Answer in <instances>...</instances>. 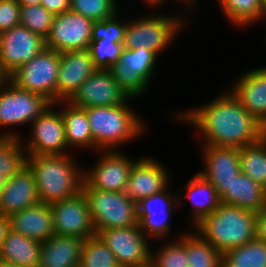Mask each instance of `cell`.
I'll return each instance as SVG.
<instances>
[{"label": "cell", "instance_id": "obj_32", "mask_svg": "<svg viewBox=\"0 0 266 267\" xmlns=\"http://www.w3.org/2000/svg\"><path fill=\"white\" fill-rule=\"evenodd\" d=\"M240 170L266 189V137L240 148Z\"/></svg>", "mask_w": 266, "mask_h": 267}, {"label": "cell", "instance_id": "obj_47", "mask_svg": "<svg viewBox=\"0 0 266 267\" xmlns=\"http://www.w3.org/2000/svg\"><path fill=\"white\" fill-rule=\"evenodd\" d=\"M178 2L180 1L183 5H187L186 6V8H188V6H189V8H192V7H194L195 5V3H197V2H195V1H197V0H177ZM184 2V3H183ZM194 3V4H193Z\"/></svg>", "mask_w": 266, "mask_h": 267}, {"label": "cell", "instance_id": "obj_21", "mask_svg": "<svg viewBox=\"0 0 266 267\" xmlns=\"http://www.w3.org/2000/svg\"><path fill=\"white\" fill-rule=\"evenodd\" d=\"M229 90L240 104L266 126V67L247 71Z\"/></svg>", "mask_w": 266, "mask_h": 267}, {"label": "cell", "instance_id": "obj_31", "mask_svg": "<svg viewBox=\"0 0 266 267\" xmlns=\"http://www.w3.org/2000/svg\"><path fill=\"white\" fill-rule=\"evenodd\" d=\"M185 232L188 267H222V253L196 231Z\"/></svg>", "mask_w": 266, "mask_h": 267}, {"label": "cell", "instance_id": "obj_22", "mask_svg": "<svg viewBox=\"0 0 266 267\" xmlns=\"http://www.w3.org/2000/svg\"><path fill=\"white\" fill-rule=\"evenodd\" d=\"M39 202L34 175L26 165L4 186L0 195V214L10 216Z\"/></svg>", "mask_w": 266, "mask_h": 267}, {"label": "cell", "instance_id": "obj_4", "mask_svg": "<svg viewBox=\"0 0 266 267\" xmlns=\"http://www.w3.org/2000/svg\"><path fill=\"white\" fill-rule=\"evenodd\" d=\"M127 103L129 102L114 106L84 108L96 151L116 150L123 143L137 139L145 131V122Z\"/></svg>", "mask_w": 266, "mask_h": 267}, {"label": "cell", "instance_id": "obj_26", "mask_svg": "<svg viewBox=\"0 0 266 267\" xmlns=\"http://www.w3.org/2000/svg\"><path fill=\"white\" fill-rule=\"evenodd\" d=\"M40 255V242L10 229L3 242L0 259L18 267H37Z\"/></svg>", "mask_w": 266, "mask_h": 267}, {"label": "cell", "instance_id": "obj_36", "mask_svg": "<svg viewBox=\"0 0 266 267\" xmlns=\"http://www.w3.org/2000/svg\"><path fill=\"white\" fill-rule=\"evenodd\" d=\"M179 237L175 242L170 241L159 247L155 254L151 250L150 259L157 267H188L185 234Z\"/></svg>", "mask_w": 266, "mask_h": 267}, {"label": "cell", "instance_id": "obj_44", "mask_svg": "<svg viewBox=\"0 0 266 267\" xmlns=\"http://www.w3.org/2000/svg\"><path fill=\"white\" fill-rule=\"evenodd\" d=\"M20 6L40 5L41 0H15Z\"/></svg>", "mask_w": 266, "mask_h": 267}, {"label": "cell", "instance_id": "obj_45", "mask_svg": "<svg viewBox=\"0 0 266 267\" xmlns=\"http://www.w3.org/2000/svg\"><path fill=\"white\" fill-rule=\"evenodd\" d=\"M9 80V75L2 69L0 65V88Z\"/></svg>", "mask_w": 266, "mask_h": 267}, {"label": "cell", "instance_id": "obj_24", "mask_svg": "<svg viewBox=\"0 0 266 267\" xmlns=\"http://www.w3.org/2000/svg\"><path fill=\"white\" fill-rule=\"evenodd\" d=\"M84 239L54 234L41 242L40 267H79Z\"/></svg>", "mask_w": 266, "mask_h": 267}, {"label": "cell", "instance_id": "obj_41", "mask_svg": "<svg viewBox=\"0 0 266 267\" xmlns=\"http://www.w3.org/2000/svg\"><path fill=\"white\" fill-rule=\"evenodd\" d=\"M40 4L55 15L70 11L71 8V0H41Z\"/></svg>", "mask_w": 266, "mask_h": 267}, {"label": "cell", "instance_id": "obj_16", "mask_svg": "<svg viewBox=\"0 0 266 267\" xmlns=\"http://www.w3.org/2000/svg\"><path fill=\"white\" fill-rule=\"evenodd\" d=\"M202 149L205 170L198 173L211 183L220 199L241 172L240 148L203 145Z\"/></svg>", "mask_w": 266, "mask_h": 267}, {"label": "cell", "instance_id": "obj_12", "mask_svg": "<svg viewBox=\"0 0 266 267\" xmlns=\"http://www.w3.org/2000/svg\"><path fill=\"white\" fill-rule=\"evenodd\" d=\"M96 235L114 253L121 267H134L150 260L149 238L140 230L139 224L98 231Z\"/></svg>", "mask_w": 266, "mask_h": 267}, {"label": "cell", "instance_id": "obj_51", "mask_svg": "<svg viewBox=\"0 0 266 267\" xmlns=\"http://www.w3.org/2000/svg\"><path fill=\"white\" fill-rule=\"evenodd\" d=\"M3 136H15V137H20V136L18 135V133H15L14 131H13V132L9 131V132H7V133H3L2 135L0 134V139H1Z\"/></svg>", "mask_w": 266, "mask_h": 267}, {"label": "cell", "instance_id": "obj_19", "mask_svg": "<svg viewBox=\"0 0 266 267\" xmlns=\"http://www.w3.org/2000/svg\"><path fill=\"white\" fill-rule=\"evenodd\" d=\"M166 169L161 162L152 157L138 158L131 169L124 193L135 202H139L166 190L170 183L169 172Z\"/></svg>", "mask_w": 266, "mask_h": 267}, {"label": "cell", "instance_id": "obj_43", "mask_svg": "<svg viewBox=\"0 0 266 267\" xmlns=\"http://www.w3.org/2000/svg\"><path fill=\"white\" fill-rule=\"evenodd\" d=\"M9 230H10L9 216L0 214V255H1L3 242Z\"/></svg>", "mask_w": 266, "mask_h": 267}, {"label": "cell", "instance_id": "obj_9", "mask_svg": "<svg viewBox=\"0 0 266 267\" xmlns=\"http://www.w3.org/2000/svg\"><path fill=\"white\" fill-rule=\"evenodd\" d=\"M51 105L44 96L21 89L8 80L0 88V126L32 123Z\"/></svg>", "mask_w": 266, "mask_h": 267}, {"label": "cell", "instance_id": "obj_42", "mask_svg": "<svg viewBox=\"0 0 266 267\" xmlns=\"http://www.w3.org/2000/svg\"><path fill=\"white\" fill-rule=\"evenodd\" d=\"M257 239L266 242V205L256 214Z\"/></svg>", "mask_w": 266, "mask_h": 267}, {"label": "cell", "instance_id": "obj_30", "mask_svg": "<svg viewBox=\"0 0 266 267\" xmlns=\"http://www.w3.org/2000/svg\"><path fill=\"white\" fill-rule=\"evenodd\" d=\"M222 267H266V242L256 238L223 252Z\"/></svg>", "mask_w": 266, "mask_h": 267}, {"label": "cell", "instance_id": "obj_1", "mask_svg": "<svg viewBox=\"0 0 266 267\" xmlns=\"http://www.w3.org/2000/svg\"><path fill=\"white\" fill-rule=\"evenodd\" d=\"M223 94V95H222ZM174 114L173 118L198 128L200 143L243 148L265 136V126L250 114L231 93H221L212 102ZM176 115V116H175Z\"/></svg>", "mask_w": 266, "mask_h": 267}, {"label": "cell", "instance_id": "obj_28", "mask_svg": "<svg viewBox=\"0 0 266 267\" xmlns=\"http://www.w3.org/2000/svg\"><path fill=\"white\" fill-rule=\"evenodd\" d=\"M184 190L188 191V198L192 201V223L196 225L202 218L210 215L220 204L215 188L199 173L189 180Z\"/></svg>", "mask_w": 266, "mask_h": 267}, {"label": "cell", "instance_id": "obj_35", "mask_svg": "<svg viewBox=\"0 0 266 267\" xmlns=\"http://www.w3.org/2000/svg\"><path fill=\"white\" fill-rule=\"evenodd\" d=\"M56 15L41 4L20 6V25L28 28L44 39L49 34Z\"/></svg>", "mask_w": 266, "mask_h": 267}, {"label": "cell", "instance_id": "obj_46", "mask_svg": "<svg viewBox=\"0 0 266 267\" xmlns=\"http://www.w3.org/2000/svg\"><path fill=\"white\" fill-rule=\"evenodd\" d=\"M144 2H146L147 4H148V6L149 5H151V6H154V7H156V5L158 6L159 4V6H161V5H163V3L165 2L166 3V0H144Z\"/></svg>", "mask_w": 266, "mask_h": 267}, {"label": "cell", "instance_id": "obj_49", "mask_svg": "<svg viewBox=\"0 0 266 267\" xmlns=\"http://www.w3.org/2000/svg\"><path fill=\"white\" fill-rule=\"evenodd\" d=\"M134 267H157V266L150 259L147 263L142 264V265H137V266H134Z\"/></svg>", "mask_w": 266, "mask_h": 267}, {"label": "cell", "instance_id": "obj_40", "mask_svg": "<svg viewBox=\"0 0 266 267\" xmlns=\"http://www.w3.org/2000/svg\"><path fill=\"white\" fill-rule=\"evenodd\" d=\"M20 25V5L15 0H0V33Z\"/></svg>", "mask_w": 266, "mask_h": 267}, {"label": "cell", "instance_id": "obj_13", "mask_svg": "<svg viewBox=\"0 0 266 267\" xmlns=\"http://www.w3.org/2000/svg\"><path fill=\"white\" fill-rule=\"evenodd\" d=\"M56 235L88 239L96 235L89 203L83 191L74 197L50 204Z\"/></svg>", "mask_w": 266, "mask_h": 267}, {"label": "cell", "instance_id": "obj_8", "mask_svg": "<svg viewBox=\"0 0 266 267\" xmlns=\"http://www.w3.org/2000/svg\"><path fill=\"white\" fill-rule=\"evenodd\" d=\"M157 58L156 53L145 47L123 49L119 61L109 71L129 98H138L149 87Z\"/></svg>", "mask_w": 266, "mask_h": 267}, {"label": "cell", "instance_id": "obj_20", "mask_svg": "<svg viewBox=\"0 0 266 267\" xmlns=\"http://www.w3.org/2000/svg\"><path fill=\"white\" fill-rule=\"evenodd\" d=\"M97 70L88 49L60 53L57 102L68 101Z\"/></svg>", "mask_w": 266, "mask_h": 267}, {"label": "cell", "instance_id": "obj_2", "mask_svg": "<svg viewBox=\"0 0 266 267\" xmlns=\"http://www.w3.org/2000/svg\"><path fill=\"white\" fill-rule=\"evenodd\" d=\"M72 158L70 153L27 156L26 165L34 175L40 202L52 204L82 191L84 170Z\"/></svg>", "mask_w": 266, "mask_h": 267}, {"label": "cell", "instance_id": "obj_33", "mask_svg": "<svg viewBox=\"0 0 266 267\" xmlns=\"http://www.w3.org/2000/svg\"><path fill=\"white\" fill-rule=\"evenodd\" d=\"M22 140V141H21ZM3 136L0 139V177L10 179L26 166L23 138Z\"/></svg>", "mask_w": 266, "mask_h": 267}, {"label": "cell", "instance_id": "obj_11", "mask_svg": "<svg viewBox=\"0 0 266 267\" xmlns=\"http://www.w3.org/2000/svg\"><path fill=\"white\" fill-rule=\"evenodd\" d=\"M99 161L89 171L84 170L82 188L101 191L124 192L131 169L137 161L129 159L118 150H99Z\"/></svg>", "mask_w": 266, "mask_h": 267}, {"label": "cell", "instance_id": "obj_23", "mask_svg": "<svg viewBox=\"0 0 266 267\" xmlns=\"http://www.w3.org/2000/svg\"><path fill=\"white\" fill-rule=\"evenodd\" d=\"M10 229L26 237L45 242L55 233L50 204L39 202L9 216Z\"/></svg>", "mask_w": 266, "mask_h": 267}, {"label": "cell", "instance_id": "obj_50", "mask_svg": "<svg viewBox=\"0 0 266 267\" xmlns=\"http://www.w3.org/2000/svg\"><path fill=\"white\" fill-rule=\"evenodd\" d=\"M0 267H18V266L11 264V263H8V262H5V261H2L0 259Z\"/></svg>", "mask_w": 266, "mask_h": 267}, {"label": "cell", "instance_id": "obj_25", "mask_svg": "<svg viewBox=\"0 0 266 267\" xmlns=\"http://www.w3.org/2000/svg\"><path fill=\"white\" fill-rule=\"evenodd\" d=\"M220 202L257 214L266 205V189L240 172L220 198Z\"/></svg>", "mask_w": 266, "mask_h": 267}, {"label": "cell", "instance_id": "obj_7", "mask_svg": "<svg viewBox=\"0 0 266 267\" xmlns=\"http://www.w3.org/2000/svg\"><path fill=\"white\" fill-rule=\"evenodd\" d=\"M59 67L60 53L46 47L10 74L9 80L19 88L42 95L55 104Z\"/></svg>", "mask_w": 266, "mask_h": 267}, {"label": "cell", "instance_id": "obj_39", "mask_svg": "<svg viewBox=\"0 0 266 267\" xmlns=\"http://www.w3.org/2000/svg\"><path fill=\"white\" fill-rule=\"evenodd\" d=\"M118 14L119 12L108 19L94 21L91 41L108 40L110 42L123 43L127 21L120 22Z\"/></svg>", "mask_w": 266, "mask_h": 267}, {"label": "cell", "instance_id": "obj_48", "mask_svg": "<svg viewBox=\"0 0 266 267\" xmlns=\"http://www.w3.org/2000/svg\"><path fill=\"white\" fill-rule=\"evenodd\" d=\"M7 181H8L7 178H1V177H0V195H1L2 191H3L4 186H5L6 183H7Z\"/></svg>", "mask_w": 266, "mask_h": 267}, {"label": "cell", "instance_id": "obj_17", "mask_svg": "<svg viewBox=\"0 0 266 267\" xmlns=\"http://www.w3.org/2000/svg\"><path fill=\"white\" fill-rule=\"evenodd\" d=\"M168 188L160 193L153 194L137 202L138 224L140 230L147 238H165L171 231L169 223V215L176 208L175 202H181L182 197L177 193H170ZM181 201H177L180 200ZM175 201V202H174ZM174 203V204H173ZM149 236V237H148Z\"/></svg>", "mask_w": 266, "mask_h": 267}, {"label": "cell", "instance_id": "obj_14", "mask_svg": "<svg viewBox=\"0 0 266 267\" xmlns=\"http://www.w3.org/2000/svg\"><path fill=\"white\" fill-rule=\"evenodd\" d=\"M93 23V20L72 11L58 14L45 37V47L59 53L86 50L91 42Z\"/></svg>", "mask_w": 266, "mask_h": 267}, {"label": "cell", "instance_id": "obj_5", "mask_svg": "<svg viewBox=\"0 0 266 267\" xmlns=\"http://www.w3.org/2000/svg\"><path fill=\"white\" fill-rule=\"evenodd\" d=\"M87 197L95 232L138 225L137 202L124 192L82 188Z\"/></svg>", "mask_w": 266, "mask_h": 267}, {"label": "cell", "instance_id": "obj_3", "mask_svg": "<svg viewBox=\"0 0 266 267\" xmlns=\"http://www.w3.org/2000/svg\"><path fill=\"white\" fill-rule=\"evenodd\" d=\"M193 227L221 253L257 238L256 213L222 202Z\"/></svg>", "mask_w": 266, "mask_h": 267}, {"label": "cell", "instance_id": "obj_6", "mask_svg": "<svg viewBox=\"0 0 266 267\" xmlns=\"http://www.w3.org/2000/svg\"><path fill=\"white\" fill-rule=\"evenodd\" d=\"M169 15L141 16L133 21L127 22V28L124 35V49H137L145 47L157 55L173 43L185 26L182 17ZM179 32V33H178Z\"/></svg>", "mask_w": 266, "mask_h": 267}, {"label": "cell", "instance_id": "obj_18", "mask_svg": "<svg viewBox=\"0 0 266 267\" xmlns=\"http://www.w3.org/2000/svg\"><path fill=\"white\" fill-rule=\"evenodd\" d=\"M112 77L109 70H97L68 100L73 106L103 107L121 105L131 101Z\"/></svg>", "mask_w": 266, "mask_h": 267}, {"label": "cell", "instance_id": "obj_15", "mask_svg": "<svg viewBox=\"0 0 266 267\" xmlns=\"http://www.w3.org/2000/svg\"><path fill=\"white\" fill-rule=\"evenodd\" d=\"M45 47V39L18 25L0 33V65L8 74L32 60Z\"/></svg>", "mask_w": 266, "mask_h": 267}, {"label": "cell", "instance_id": "obj_37", "mask_svg": "<svg viewBox=\"0 0 266 267\" xmlns=\"http://www.w3.org/2000/svg\"><path fill=\"white\" fill-rule=\"evenodd\" d=\"M117 0H71L70 11L93 21L113 17L119 9Z\"/></svg>", "mask_w": 266, "mask_h": 267}, {"label": "cell", "instance_id": "obj_38", "mask_svg": "<svg viewBox=\"0 0 266 267\" xmlns=\"http://www.w3.org/2000/svg\"><path fill=\"white\" fill-rule=\"evenodd\" d=\"M123 43L110 42L108 40L91 41L89 52L98 70H109L119 61L124 49Z\"/></svg>", "mask_w": 266, "mask_h": 267}, {"label": "cell", "instance_id": "obj_27", "mask_svg": "<svg viewBox=\"0 0 266 267\" xmlns=\"http://www.w3.org/2000/svg\"><path fill=\"white\" fill-rule=\"evenodd\" d=\"M60 105L61 115L64 121L65 137L68 147L92 148L94 141L91 134L90 124L84 108L73 106L68 101H60L54 105ZM64 107L62 109V105Z\"/></svg>", "mask_w": 266, "mask_h": 267}, {"label": "cell", "instance_id": "obj_34", "mask_svg": "<svg viewBox=\"0 0 266 267\" xmlns=\"http://www.w3.org/2000/svg\"><path fill=\"white\" fill-rule=\"evenodd\" d=\"M79 267H121L114 253L97 236L86 239L82 246Z\"/></svg>", "mask_w": 266, "mask_h": 267}, {"label": "cell", "instance_id": "obj_10", "mask_svg": "<svg viewBox=\"0 0 266 267\" xmlns=\"http://www.w3.org/2000/svg\"><path fill=\"white\" fill-rule=\"evenodd\" d=\"M53 108L54 104L30 124L32 130L26 146L23 142L27 156L69 154L61 112Z\"/></svg>", "mask_w": 266, "mask_h": 267}, {"label": "cell", "instance_id": "obj_29", "mask_svg": "<svg viewBox=\"0 0 266 267\" xmlns=\"http://www.w3.org/2000/svg\"><path fill=\"white\" fill-rule=\"evenodd\" d=\"M226 17L236 26H249L266 16V0H218Z\"/></svg>", "mask_w": 266, "mask_h": 267}]
</instances>
